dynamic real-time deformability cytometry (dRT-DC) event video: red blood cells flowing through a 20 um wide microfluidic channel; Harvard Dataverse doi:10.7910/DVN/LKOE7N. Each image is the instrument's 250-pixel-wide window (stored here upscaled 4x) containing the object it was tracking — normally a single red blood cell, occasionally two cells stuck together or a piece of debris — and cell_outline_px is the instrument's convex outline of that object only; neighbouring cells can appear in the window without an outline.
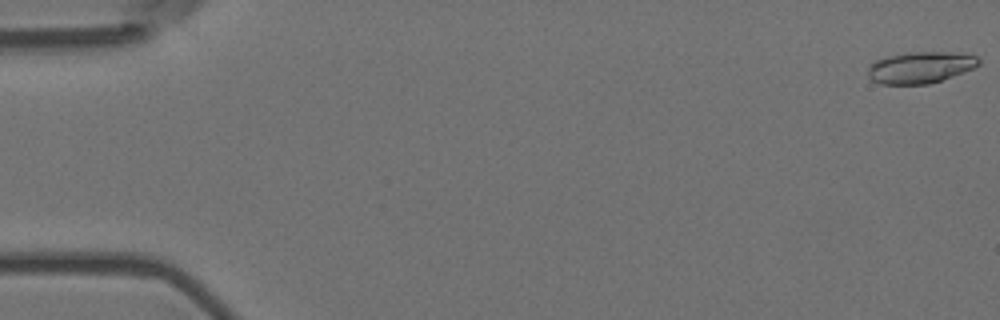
{"species": "Egyptian fruit bat (a non-hibernating species)", "species_latin": "Rousettus aegyptiacus", "temperature_condition": "room temperature", "stored_images_in_passage": 4, "camera_frame_rate_fps": 3000, "um_per_image_px": 0.085, "animal": {"sex": "female"}, "frame": {"image": 1, "passage_image": 1, "time_ms": 0.0, "image_size_px": [1000, 320], "cell_outline_px": [[980, 64], [972, 68], [952, 76], [928, 84], [880, 84], [872, 80], [868, 76], [868, 64], [876, 60], [888, 56], [908, 52], [956, 52], [976, 56], [980, 60]], "centroid_in_image_um": [78.19, 5.72], "position_along_channel_um": 6.8, "area_um2": 20.29}}